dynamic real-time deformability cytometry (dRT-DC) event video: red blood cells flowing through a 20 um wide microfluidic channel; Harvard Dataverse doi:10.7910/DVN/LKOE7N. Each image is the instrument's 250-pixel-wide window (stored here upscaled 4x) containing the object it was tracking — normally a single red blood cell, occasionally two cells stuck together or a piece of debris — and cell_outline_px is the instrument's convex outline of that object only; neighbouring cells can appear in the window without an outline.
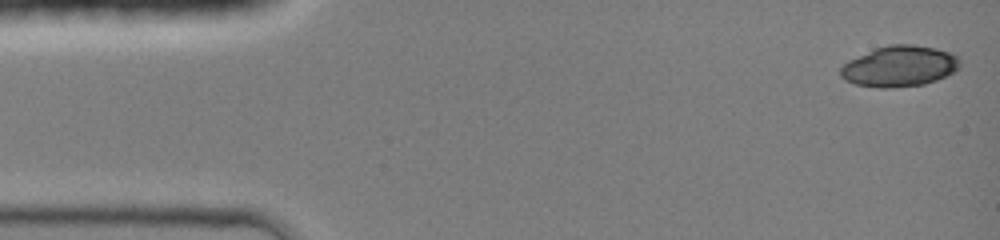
{"species": "common noctule bat (a hibernating species)", "species_latin": "Nyctalus noctula", "temperature_condition": "room temperature", "stored_images_in_passage": 11, "camera_frame_rate_fps": 3000, "um_per_image_px": 0.085, "animal": {"sex": "female", "body_mass_g": 19.0, "forearm_length_mm": 51.5}, "frame": {"image": 1, "passage_image": 1, "time_ms": 0.0, "image_size_px": [1000, 240], "cell_outline_px": [[960, 68], [936, 80], [924, 84], [892, 88], [880, 88], [856, 84], [844, 80], [840, 76], [840, 68], [848, 60], [876, 48], [888, 44], [912, 44], [936, 48], [948, 52], [956, 56], [960, 60]], "centroid_in_image_um": [76.43, 5.63], "position_along_channel_um": 8.6, "area_um2": 28.38}}